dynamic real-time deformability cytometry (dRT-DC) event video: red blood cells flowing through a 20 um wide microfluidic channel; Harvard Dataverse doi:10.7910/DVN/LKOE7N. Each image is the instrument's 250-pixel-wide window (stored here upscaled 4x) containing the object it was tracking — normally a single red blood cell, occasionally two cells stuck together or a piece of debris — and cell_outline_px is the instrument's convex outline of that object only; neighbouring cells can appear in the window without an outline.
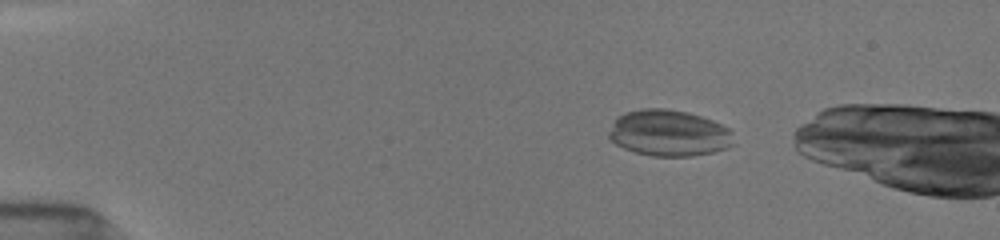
{"species": "common noctule bat (a hibernating species)", "species_latin": "Nyctalus noctula", "temperature_condition": "room temperature", "stored_images_in_passage": 20, "camera_frame_rate_fps": 3000, "um_per_image_px": 0.085, "animal": {"sex": "female", "body_mass_g": 19.5, "forearm_length_mm": 54.1}, "frame": {"image": 1, "passage_image": 1, "time_ms": 0.0, "image_size_px": [1000, 240], "cell_outline_px": [[732, 144], [728, 148], [712, 152], [692, 156], [652, 156], [636, 152], [624, 148], [616, 144], [608, 136], [608, 132], [616, 120], [624, 112], [644, 108], [664, 108], [688, 112], [712, 120], [728, 128], [732, 132]], "centroid_in_image_um": [56.86, 11.31], "position_along_channel_um": 28.1, "area_um2": 33.47}}
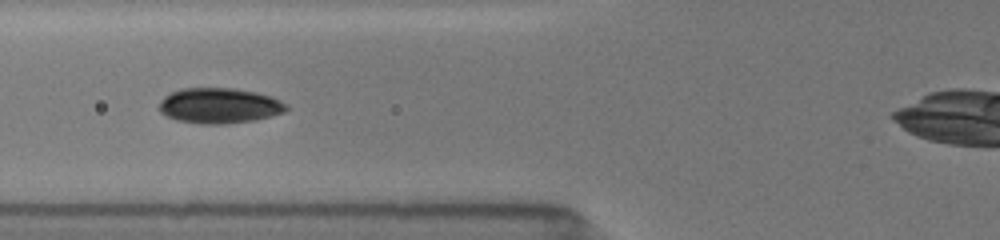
{"frame": {"image": 2, "passage_image": 11, "time_ms": 4.0, "image_size_px": [1000, 240], "cell_outline_px": [[288, 108], [284, 112], [256, 120], [228, 124], [200, 124], [176, 120], [160, 112], [160, 100], [164, 96], [180, 88], [236, 88], [256, 92], [272, 96], [288, 104]], "centroid_in_image_um": [18.66, 8.98], "position_along_channel_um": 107.1, "area_um2": 26.47}}
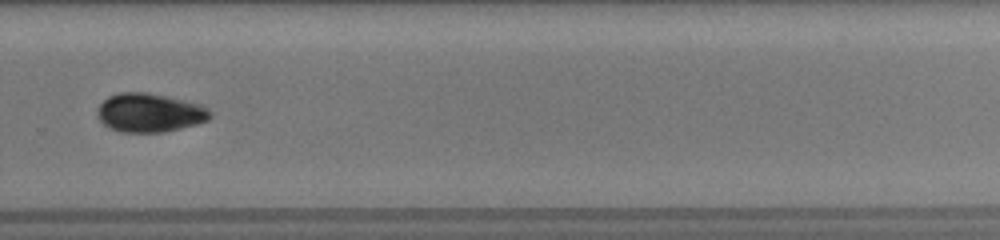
{"frame": {"image": 3, "passage_image": 19, "time_ms": 9.333, "image_size_px": [1000, 240], "cell_outline_px": [[208, 120], [196, 124], [164, 132], [120, 132], [108, 128], [100, 120], [96, 112], [100, 104], [108, 96], [120, 92], [148, 92], [184, 100], [200, 104], [208, 108]], "centroid_in_image_um": [12.67, 9.58], "position_along_channel_um": 317.1, "area_um2": 25.37}}